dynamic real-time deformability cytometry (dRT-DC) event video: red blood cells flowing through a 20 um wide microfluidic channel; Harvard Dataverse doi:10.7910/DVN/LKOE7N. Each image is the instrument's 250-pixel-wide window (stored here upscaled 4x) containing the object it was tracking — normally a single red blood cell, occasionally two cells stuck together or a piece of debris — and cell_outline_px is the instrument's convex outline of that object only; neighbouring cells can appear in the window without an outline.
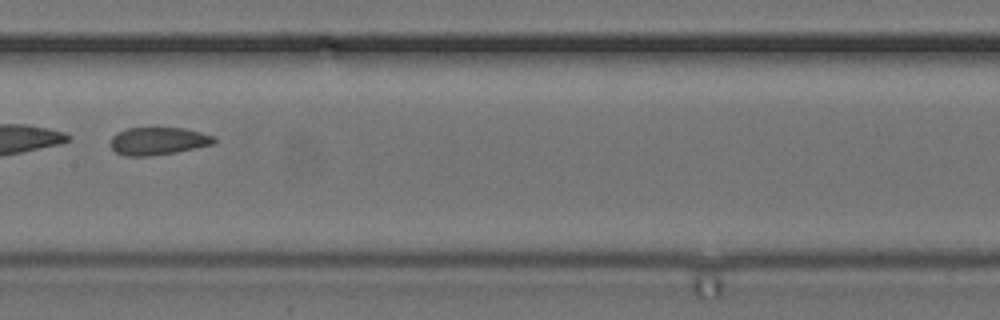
{"species": "common noctule bat (a hibernating species)", "species_latin": "Nyctalus noctula", "temperature_condition": "cold", "stored_images_in_passage": 8, "camera_frame_rate_fps": 3000, "um_per_image_px": 0.085, "animal": {"sex": "female", "body_mass_g": 24.6, "forearm_length_mm": 56.2}, "frame": {"image": 1, "passage_image": 8, "time_ms": 2.333, "image_size_px": [1000, 320], "cell_outline_px": [[216, 140], [212, 144], [176, 152], [148, 156], [124, 156], [116, 152], [112, 148], [112, 136], [116, 132], [128, 128], [184, 128], [216, 136]], "centroid_in_image_um": [13.44, 11.98], "position_along_channel_um": 194.0, "area_um2": 16.59}}